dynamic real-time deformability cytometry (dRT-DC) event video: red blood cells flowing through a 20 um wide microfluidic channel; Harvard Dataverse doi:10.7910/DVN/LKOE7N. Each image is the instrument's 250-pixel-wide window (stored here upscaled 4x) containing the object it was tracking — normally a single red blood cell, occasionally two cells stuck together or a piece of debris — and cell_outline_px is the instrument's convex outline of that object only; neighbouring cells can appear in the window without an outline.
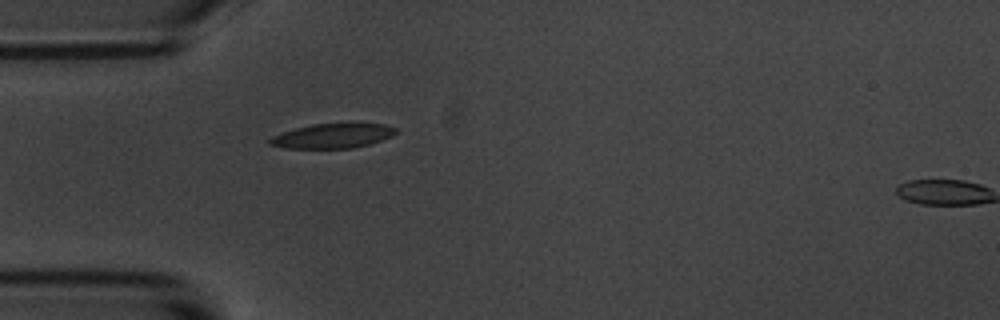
{"species": "common noctule bat (a hibernating species)", "species_latin": "Nyctalus noctula", "temperature_condition": "room temperature", "stored_images_in_passage": 2, "segment_of_instrument_passage": [1, 2], "camera_frame_rate_fps": 3000, "um_per_image_px": 0.085, "animal": {"sex": "male", "body_mass_g": 20.1, "forearm_length_mm": 53.5}, "frame": {"image": 1, "passage_image": 1, "time_ms": 0.0, "image_size_px": [1000, 320], "cell_outline_px": [[396, 132], [392, 136], [368, 144], [352, 148], [288, 148], [268, 144], [268, 140], [272, 136], [280, 132], [312, 124], [384, 124], [396, 128]], "centroid_in_image_um": [28.22, 11.55], "position_along_channel_um": 56.8, "area_um2": 17.8}}